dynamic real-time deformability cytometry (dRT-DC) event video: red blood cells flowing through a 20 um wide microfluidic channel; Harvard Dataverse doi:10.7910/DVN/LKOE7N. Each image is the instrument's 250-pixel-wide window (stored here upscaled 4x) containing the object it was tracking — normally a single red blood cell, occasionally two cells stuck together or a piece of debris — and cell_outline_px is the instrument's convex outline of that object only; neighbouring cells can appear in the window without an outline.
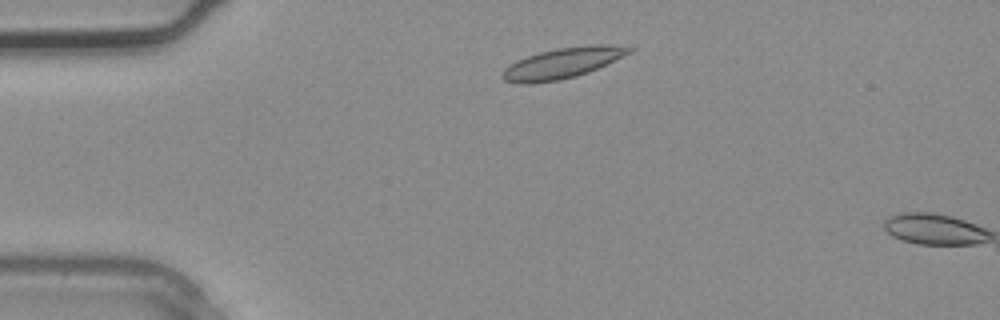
{"species": "common noctule bat (a hibernating species)", "species_latin": "Nyctalus noctula", "temperature_condition": "warm", "stored_images_in_passage": 2, "camera_frame_rate_fps": 3000, "um_per_image_px": 0.085, "animal": {"sex": "male", "body_mass_g": 20.4}, "frame": {"image": 1, "passage_image": 1, "time_ms": 0.0, "image_size_px": [1000, 320], "cell_outline_px": [[636, 48], [632, 52], [588, 72], [576, 76], [560, 80], [532, 84], [516, 84], [504, 80], [500, 76], [500, 72], [504, 68], [516, 60], [540, 52], [556, 48], [596, 44], [604, 44]], "centroid_in_image_um": [47.75, 5.38], "position_along_channel_um": 37.3, "area_um2": 22.72}}